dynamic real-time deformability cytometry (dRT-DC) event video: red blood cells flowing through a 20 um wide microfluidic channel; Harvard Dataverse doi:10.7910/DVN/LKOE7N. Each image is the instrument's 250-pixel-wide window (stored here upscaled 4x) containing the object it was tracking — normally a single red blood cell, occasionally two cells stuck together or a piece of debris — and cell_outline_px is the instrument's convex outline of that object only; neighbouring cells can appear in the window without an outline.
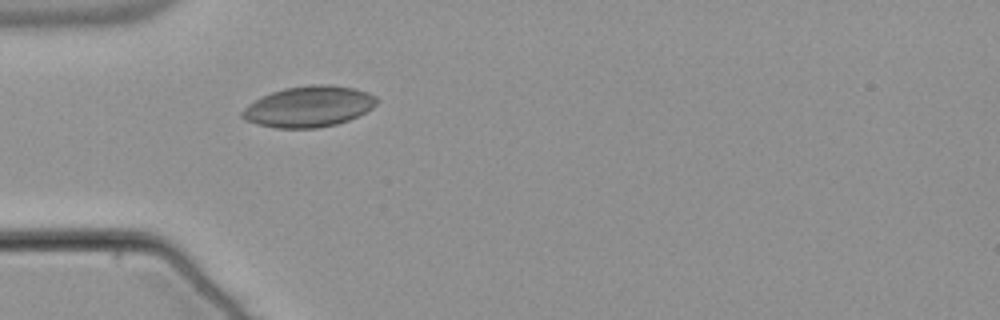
{"species": "common noctule bat (a hibernating species)", "species_latin": "Nyctalus noctula", "temperature_condition": "warm", "stored_images_in_passage": 23, "camera_frame_rate_fps": 3000, "um_per_image_px": 0.085, "animal": {"sex": "male", "body_mass_g": 21.5, "forearm_length_mm": 52.0}, "frame": {"image": 1, "passage_image": 1, "time_ms": 0.0, "image_size_px": [1000, 320], "cell_outline_px": [[380, 100], [372, 108], [348, 120], [336, 124], [316, 128], [276, 128], [260, 124], [248, 120], [240, 116], [240, 112], [248, 104], [272, 92], [284, 88], [312, 84], [328, 84], [352, 88], [368, 92], [376, 96]], "centroid_in_image_um": [26.27, 9.05], "position_along_channel_um": 58.7, "area_um2": 31.79}}